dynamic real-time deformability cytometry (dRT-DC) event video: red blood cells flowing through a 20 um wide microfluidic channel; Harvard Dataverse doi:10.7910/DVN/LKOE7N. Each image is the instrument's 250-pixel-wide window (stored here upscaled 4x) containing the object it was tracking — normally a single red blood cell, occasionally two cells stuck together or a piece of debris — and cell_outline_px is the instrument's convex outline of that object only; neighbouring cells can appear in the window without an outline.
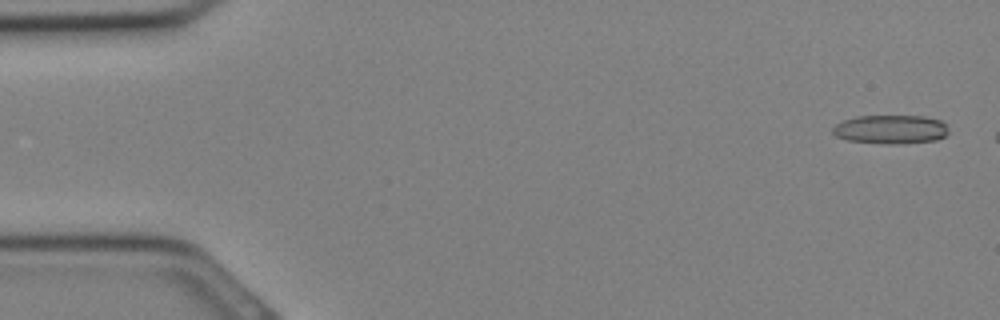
{"species": "Egyptian fruit bat (a non-hibernating species)", "species_latin": "Rousettus aegyptiacus", "temperature_condition": "cold", "stored_images_in_passage": 5, "camera_frame_rate_fps": 3000, "um_per_image_px": 0.085, "animal": {"sex": "female"}, "frame": {"image": 1, "passage_image": 1, "time_ms": 0.0, "image_size_px": [1000, 320], "cell_outline_px": [[948, 132], [944, 136], [936, 140], [892, 144], [848, 140], [836, 136], [832, 132], [832, 128], [836, 124], [844, 120], [856, 116], [924, 116], [940, 120], [944, 124]], "centroid_in_image_um": [75.68, 10.99], "position_along_channel_um": 9.3, "area_um2": 19.19}}